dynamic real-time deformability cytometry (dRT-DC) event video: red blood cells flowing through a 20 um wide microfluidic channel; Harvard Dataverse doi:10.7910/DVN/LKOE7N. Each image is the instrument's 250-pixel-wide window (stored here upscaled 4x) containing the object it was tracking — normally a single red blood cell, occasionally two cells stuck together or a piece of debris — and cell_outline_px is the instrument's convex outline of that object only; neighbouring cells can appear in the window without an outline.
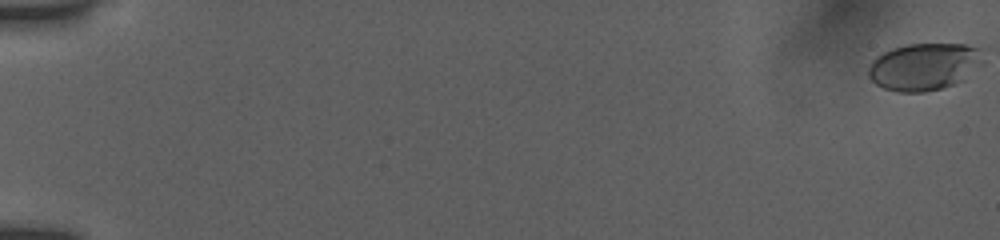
{"species": "human", "species_latin": "Homo sapiens", "temperature_condition": "room temperature", "stored_images_in_passage": 55, "camera_frame_rate_fps": 3000, "um_per_image_px": 0.085, "donor": {"sex": "female"}, "frame": {"image": 1, "passage_image": 1, "time_ms": 0.0, "image_size_px": [1000, 240], "cell_outline_px": [[984, 64], [964, 80], [940, 88], [924, 92], [900, 92], [884, 88], [876, 84], [868, 76], [868, 68], [872, 60], [876, 56], [892, 48], [908, 44], [964, 44], [980, 48]], "centroid_in_image_um": [78.57, 5.65], "position_along_channel_um": 6.4, "area_um2": 31.73}}
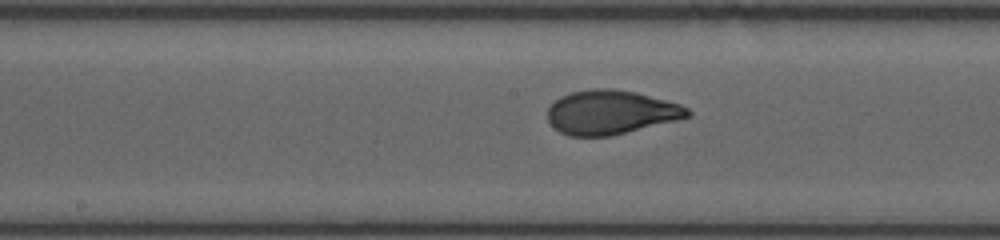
{"frame": {"image": 2, "passage_image": 31, "time_ms": 10.0, "image_size_px": [1000, 240], "cell_outline_px": [[692, 116], [680, 120], [608, 136], [568, 136], [560, 132], [548, 120], [548, 108], [560, 96], [572, 92], [592, 88], [612, 88], [636, 92], [680, 104], [688, 108], [692, 112]], "centroid_in_image_um": [51.96, 9.54], "position_along_channel_um": 196.2, "area_um2": 36.01}}
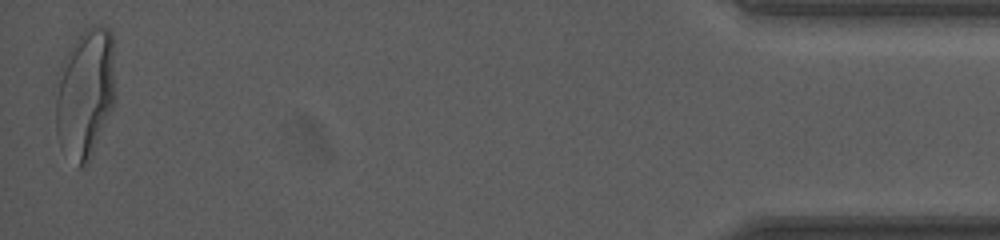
{"frame": {"image": 3, "passage_image": 55, "time_ms": 18.0, "image_size_px": [1000, 240], "cell_outline_px": [[116, 100], [92, 156], [88, 164], [80, 168], [76, 168], [56, 132], [52, 84], [56, 72], [60, 64], [80, 32], [84, 28], [96, 24], [104, 24], [112, 28]], "centroid_in_image_um": [7.22, 7.86], "position_along_channel_um": 428.0, "area_um2": 47.05}, "authors_computed_cell_mechanics": {"area_um2": 35.3158, "velocity_mm_per_s": 3.8977, "shape_relaxation_time_tau1_ms": 4.0194, "shape_relaxation_time_tau2_ms": null, "deformation_change_tau1": 0.1809, "deformation_change_tau2": null}}